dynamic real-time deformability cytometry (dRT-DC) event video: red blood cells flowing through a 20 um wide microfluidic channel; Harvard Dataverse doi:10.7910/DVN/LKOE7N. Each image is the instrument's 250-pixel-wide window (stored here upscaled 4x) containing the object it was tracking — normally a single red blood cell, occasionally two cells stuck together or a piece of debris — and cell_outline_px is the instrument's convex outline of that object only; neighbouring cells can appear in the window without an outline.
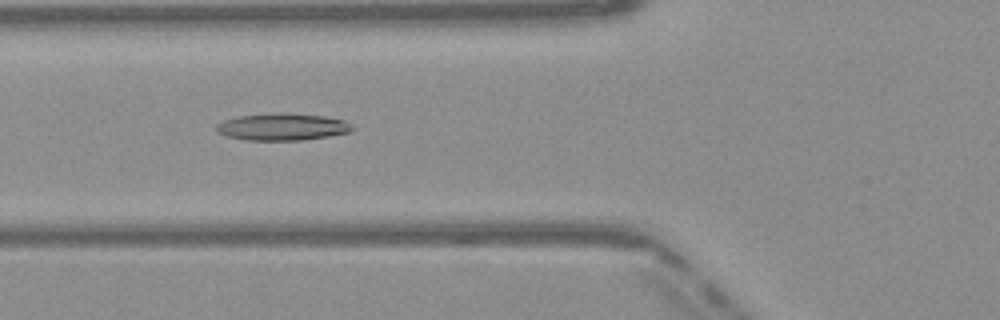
{"species": "Egyptian fruit bat (a non-hibernating species)", "species_latin": "Rousettus aegyptiacus", "temperature_condition": "warm", "stored_images_in_passage": 47, "camera_frame_rate_fps": 3000, "um_per_image_px": 0.085, "frame": {"image": 1, "passage_image": 16, "time_ms": 5.0, "image_size_px": [1000, 320], "cell_outline_px": [[352, 128], [348, 132], [328, 136], [300, 140], [248, 140], [228, 136], [216, 132], [216, 124], [224, 120], [240, 116], [324, 116], [344, 120], [352, 124]], "centroid_in_image_um": [23.98, 10.84], "position_along_channel_um": 101.8, "area_um2": 20.0}}
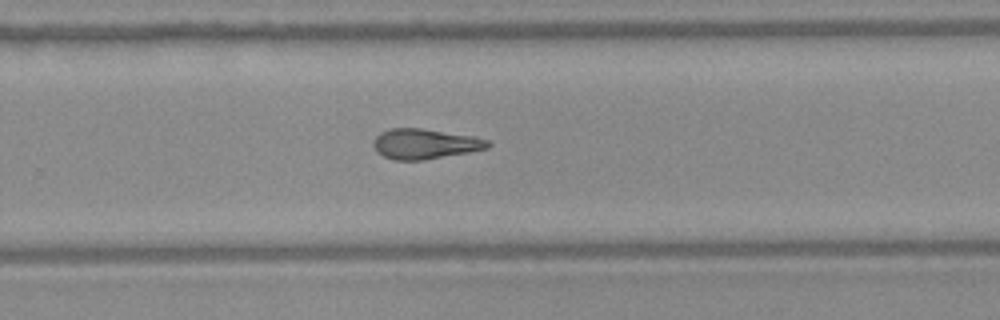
{"frame": {"image": 2, "passage_image": 30, "time_ms": 9.667, "image_size_px": [1000, 320], "cell_outline_px": [[492, 144], [488, 148], [468, 152], [424, 160], [392, 160], [376, 152], [372, 144], [376, 136], [380, 132], [388, 128], [420, 128], [476, 136], [488, 140]], "centroid_in_image_um": [36.1, 12.22], "position_along_channel_um": 293.7, "area_um2": 20.29}}
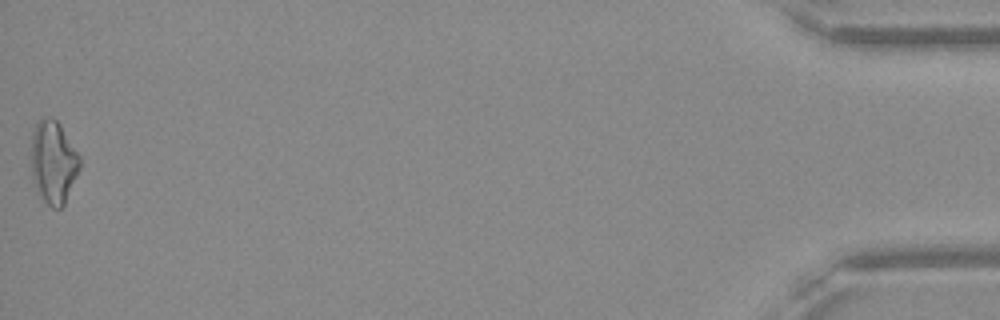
{"frame": {"image": 3, "passage_image": 47, "time_ms": 15.333, "image_size_px": [1000, 320], "cell_outline_px": [[80, 168], [64, 204], [60, 208], [52, 208], [36, 192], [32, 176], [32, 132], [40, 116], [52, 116], [60, 124], [80, 156]], "centroid_in_image_um": [4.53, 13.75], "position_along_channel_um": 430.7, "area_um2": 23.52}, "authors_computed_cell_mechanics": {"area_um2": 20.4612, "velocity_mm_per_s": 4.1076, "shape_relaxation_time_tau1_ms": null, "shape_relaxation_time_tau2_ms": 7.9038, "deformation_change_tau1": null, "deformation_change_tau2": 0.2398}}